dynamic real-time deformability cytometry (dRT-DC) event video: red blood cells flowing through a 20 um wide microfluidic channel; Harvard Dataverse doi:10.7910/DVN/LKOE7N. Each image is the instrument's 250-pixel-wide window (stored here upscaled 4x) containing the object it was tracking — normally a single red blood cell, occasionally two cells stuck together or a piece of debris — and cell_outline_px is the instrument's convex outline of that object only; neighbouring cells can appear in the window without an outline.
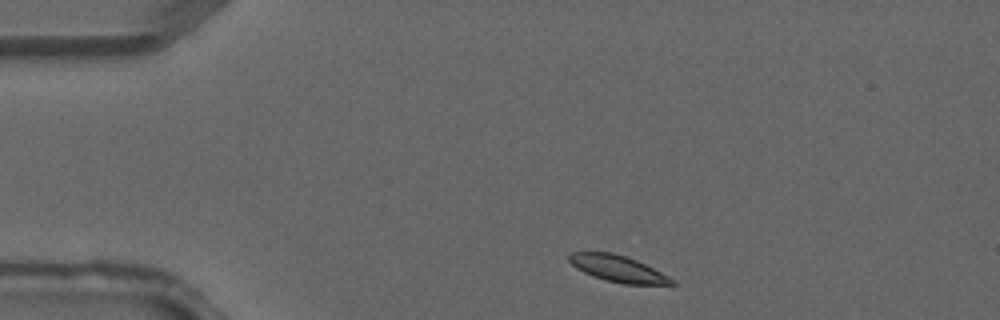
{"species": "common noctule bat (a hibernating species)", "species_latin": "Nyctalus noctula", "temperature_condition": "warm", "stored_images_in_passage": 2, "camera_frame_rate_fps": 3000, "um_per_image_px": 0.085, "animal": {"sex": "male", "forearm_length_mm": 52.5}, "frame": {"image": 1, "passage_image": 1, "time_ms": 0.0, "image_size_px": [1000, 320], "cell_outline_px": [[676, 284], [624, 284], [604, 280], [592, 276], [576, 268], [568, 260], [568, 256], [572, 252], [612, 252], [628, 256], [676, 280]], "centroid_in_image_um": [52.5, 22.83], "position_along_channel_um": 32.5, "area_um2": 15.78}}